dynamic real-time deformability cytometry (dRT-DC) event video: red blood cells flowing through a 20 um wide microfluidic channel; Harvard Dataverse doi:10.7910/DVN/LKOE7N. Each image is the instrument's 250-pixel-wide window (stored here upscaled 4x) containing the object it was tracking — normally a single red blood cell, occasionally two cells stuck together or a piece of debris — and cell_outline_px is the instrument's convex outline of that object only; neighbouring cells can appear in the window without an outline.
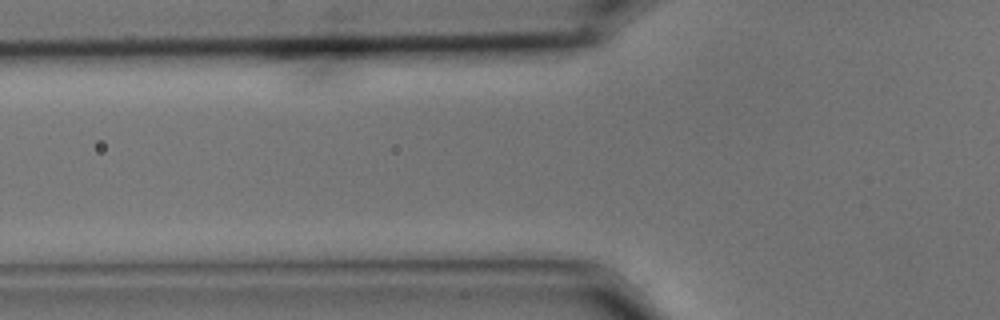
{"species": "common noctule bat (a hibernating species)", "species_latin": "Nyctalus noctula", "temperature_condition": "cold", "stored_images_in_passage": 3, "camera_frame_rate_fps": 3000, "um_per_image_px": 0.085, "animal": {"sex": "male", "body_mass_g": 15.6}, "frame": {"image": 1, "passage_image": 2, "time_ms": 0.333, "image_size_px": [1000, 320], "cell_outline_px": [[548, 100], [544, 104], [524, 108], [484, 112], [360, 116], [356, 108], [360, 100], [376, 96], [404, 92], [548, 96]], "centroid_in_image_um": [37.7, 8.79], "position_along_channel_um": 88.1, "area_um2": 24.28}}